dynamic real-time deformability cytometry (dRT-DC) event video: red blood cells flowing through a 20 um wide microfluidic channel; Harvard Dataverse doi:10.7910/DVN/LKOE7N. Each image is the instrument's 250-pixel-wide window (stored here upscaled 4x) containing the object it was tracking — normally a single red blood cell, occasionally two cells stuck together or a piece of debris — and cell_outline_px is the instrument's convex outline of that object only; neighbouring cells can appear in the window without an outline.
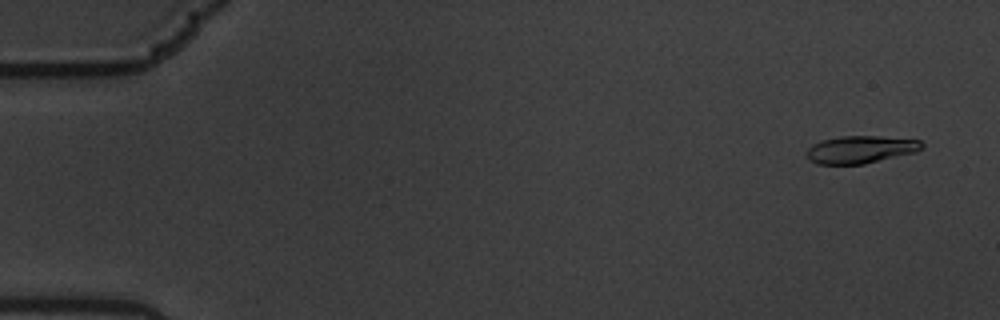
{"species": "common noctule bat (a hibernating species)", "species_latin": "Nyctalus noctula", "temperature_condition": "warm", "stored_images_in_passage": 16, "camera_frame_rate_fps": 3000, "um_per_image_px": 0.085, "animal": {"sex": "male", "body_mass_g": 19.5, "forearm_length_mm": 54.6}, "frame": {"image": 1, "passage_image": 3, "time_ms": 0.667, "image_size_px": [1000, 320], "cell_outline_px": [[924, 148], [916, 152], [864, 164], [816, 164], [808, 160], [808, 148], [812, 144], [820, 140], [840, 136], [880, 136], [920, 140], [924, 144]], "centroid_in_image_um": [73.16, 12.7], "position_along_channel_um": 11.8, "area_um2": 18.61}}